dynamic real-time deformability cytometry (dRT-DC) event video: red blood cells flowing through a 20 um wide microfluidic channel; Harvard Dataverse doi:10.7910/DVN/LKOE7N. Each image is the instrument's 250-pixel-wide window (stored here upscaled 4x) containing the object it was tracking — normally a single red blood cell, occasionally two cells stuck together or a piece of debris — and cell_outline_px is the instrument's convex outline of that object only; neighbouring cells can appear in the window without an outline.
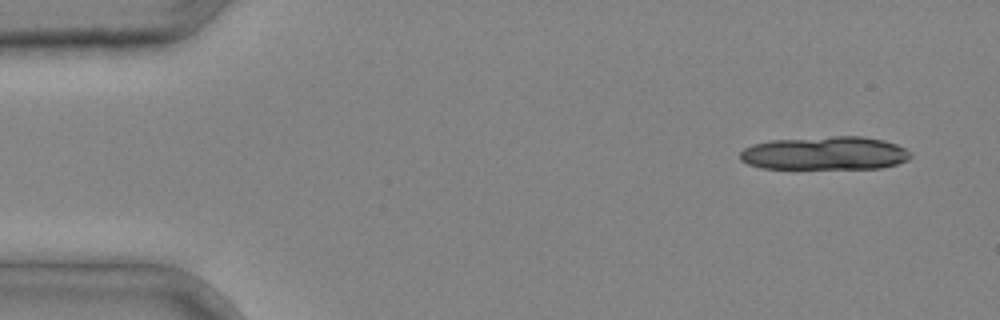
{"species": "common noctule bat (a hibernating species)", "species_latin": "Nyctalus noctula", "temperature_condition": "cold", "stored_images_in_passage": 3, "camera_frame_rate_fps": 3000, "um_per_image_px": 0.085, "animal": {"sex": "male", "body_mass_g": 20.4}, "frame": {"image": 1, "passage_image": 1, "time_ms": 0.0, "image_size_px": [1000, 320], "cell_outline_px": [[912, 156], [908, 160], [896, 164], [880, 168], [760, 168], [748, 164], [740, 160], [740, 152], [744, 148], [752, 144], [772, 140], [832, 136], [864, 136], [884, 140], [896, 144], [912, 152]], "centroid_in_image_um": [70.13, 13.02], "position_along_channel_um": 14.9, "area_um2": 33.29}}